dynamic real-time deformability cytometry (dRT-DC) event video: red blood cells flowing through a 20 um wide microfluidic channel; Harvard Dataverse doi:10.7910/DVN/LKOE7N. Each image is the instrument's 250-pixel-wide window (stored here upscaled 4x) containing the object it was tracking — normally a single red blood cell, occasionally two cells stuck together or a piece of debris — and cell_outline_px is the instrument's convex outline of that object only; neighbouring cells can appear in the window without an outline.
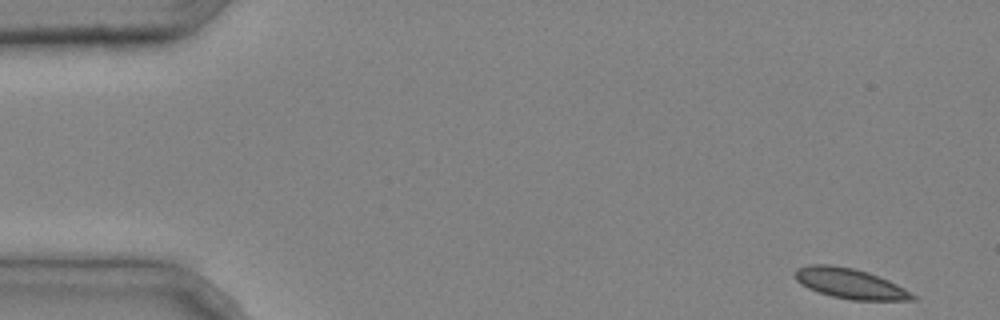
{"species": "common noctule bat (a hibernating species)", "species_latin": "Nyctalus noctula", "temperature_condition": "cold", "stored_images_in_passage": 4, "camera_frame_rate_fps": 3000, "um_per_image_px": 0.085, "animal": {"sex": "male", "body_mass_g": 20.4}, "frame": {"image": 1, "passage_image": 1, "time_ms": 0.0, "image_size_px": [1000, 320], "cell_outline_px": [[916, 300], [852, 300], [832, 296], [808, 288], [800, 284], [796, 280], [796, 268], [808, 264], [828, 264], [852, 268], [868, 272], [888, 280], [904, 288], [916, 296]], "centroid_in_image_um": [72.24, 24.09], "position_along_channel_um": 12.8, "area_um2": 20.52}}
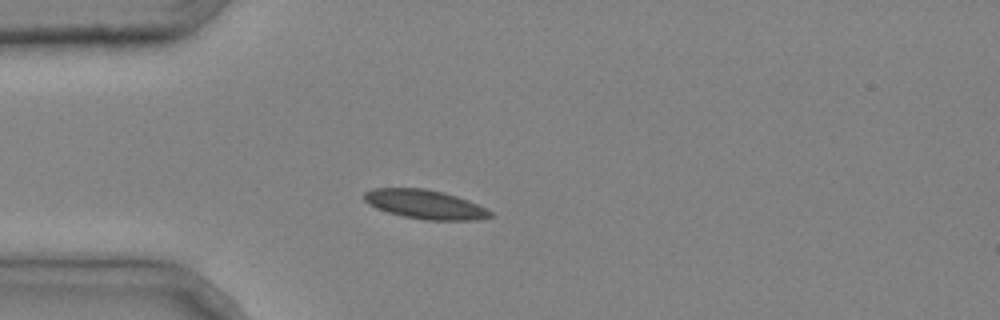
{"frame": {"image": 2, "passage_image": 4, "time_ms": 1.0, "image_size_px": [1000, 320], "cell_outline_px": [[496, 216], [480, 220], [424, 220], [404, 216], [388, 212], [376, 208], [368, 204], [364, 200], [364, 192], [372, 188], [424, 188], [456, 196], [468, 200], [492, 212]], "centroid_in_image_um": [36.13, 17.38], "position_along_channel_um": 48.9, "area_um2": 21.33}}